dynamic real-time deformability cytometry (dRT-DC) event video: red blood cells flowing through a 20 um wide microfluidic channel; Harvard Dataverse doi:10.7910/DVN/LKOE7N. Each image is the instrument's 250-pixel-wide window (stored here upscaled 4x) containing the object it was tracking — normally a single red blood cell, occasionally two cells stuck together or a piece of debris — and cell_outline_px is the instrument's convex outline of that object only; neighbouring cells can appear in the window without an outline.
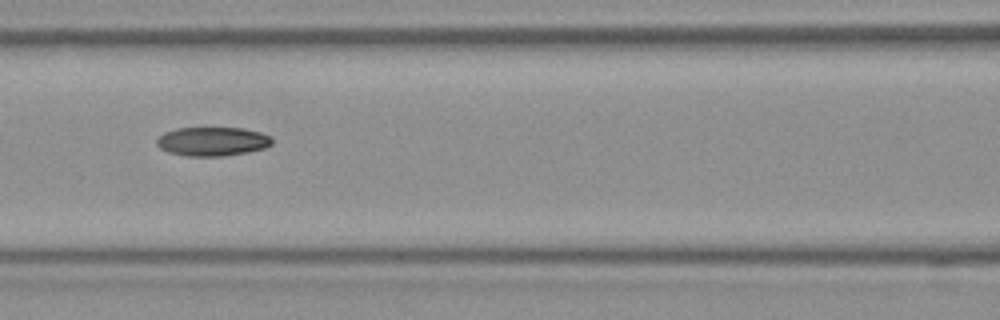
{"species": "Egyptian fruit bat (a non-hibernating species)", "species_latin": "Rousettus aegyptiacus", "temperature_condition": "room temperature", "stored_images_in_passage": 7, "camera_frame_rate_fps": 3000, "um_per_image_px": 0.085, "frame": {"image": 1, "passage_image": 6, "time_ms": 1.667, "image_size_px": [1000, 320], "cell_outline_px": [[272, 144], [264, 148], [248, 152], [224, 156], [188, 156], [168, 152], [160, 148], [156, 144], [156, 140], [164, 132], [176, 128], [244, 128], [260, 132], [268, 136], [272, 140]], "centroid_in_image_um": [18.04, 12.02], "position_along_channel_um": 148.6, "area_um2": 19.42}}
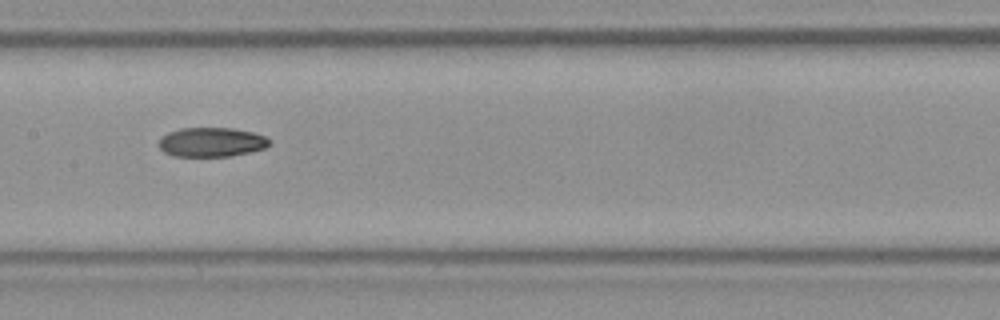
{"frame": {"image": 2, "passage_image": 7, "time_ms": 2.0, "image_size_px": [1000, 320], "cell_outline_px": [[272, 144], [264, 148], [248, 152], [228, 156], [172, 156], [164, 152], [156, 144], [160, 136], [168, 132], [180, 128], [232, 128], [252, 132], [264, 136], [272, 140]], "centroid_in_image_um": [17.93, 12.07], "position_along_channel_um": 189.5, "area_um2": 19.07}}